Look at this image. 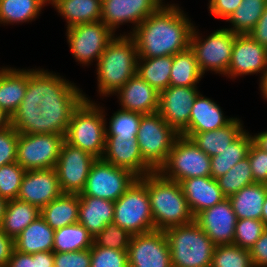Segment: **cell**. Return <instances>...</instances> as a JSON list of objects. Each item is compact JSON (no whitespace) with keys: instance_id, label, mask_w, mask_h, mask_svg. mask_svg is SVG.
Masks as SVG:
<instances>
[{"instance_id":"cell-1","label":"cell","mask_w":267,"mask_h":267,"mask_svg":"<svg viewBox=\"0 0 267 267\" xmlns=\"http://www.w3.org/2000/svg\"><path fill=\"white\" fill-rule=\"evenodd\" d=\"M53 71L28 69L24 100L40 106L38 134L65 136L74 110L85 99L83 90Z\"/></svg>"},{"instance_id":"cell-2","label":"cell","mask_w":267,"mask_h":267,"mask_svg":"<svg viewBox=\"0 0 267 267\" xmlns=\"http://www.w3.org/2000/svg\"><path fill=\"white\" fill-rule=\"evenodd\" d=\"M179 4L162 5L130 34L139 58L173 56L190 48L194 23Z\"/></svg>"},{"instance_id":"cell-3","label":"cell","mask_w":267,"mask_h":267,"mask_svg":"<svg viewBox=\"0 0 267 267\" xmlns=\"http://www.w3.org/2000/svg\"><path fill=\"white\" fill-rule=\"evenodd\" d=\"M138 52L134 39L116 35L97 61V88L100 97L115 95L137 72Z\"/></svg>"},{"instance_id":"cell-4","label":"cell","mask_w":267,"mask_h":267,"mask_svg":"<svg viewBox=\"0 0 267 267\" xmlns=\"http://www.w3.org/2000/svg\"><path fill=\"white\" fill-rule=\"evenodd\" d=\"M146 187L155 230L166 231L194 221L179 182L153 171L146 175Z\"/></svg>"},{"instance_id":"cell-5","label":"cell","mask_w":267,"mask_h":267,"mask_svg":"<svg viewBox=\"0 0 267 267\" xmlns=\"http://www.w3.org/2000/svg\"><path fill=\"white\" fill-rule=\"evenodd\" d=\"M85 99L74 110L65 141L96 158H102L106 141L105 107L95 103L84 94ZM89 98V99H88Z\"/></svg>"},{"instance_id":"cell-6","label":"cell","mask_w":267,"mask_h":267,"mask_svg":"<svg viewBox=\"0 0 267 267\" xmlns=\"http://www.w3.org/2000/svg\"><path fill=\"white\" fill-rule=\"evenodd\" d=\"M164 232L172 267H211L216 245L195 221Z\"/></svg>"},{"instance_id":"cell-7","label":"cell","mask_w":267,"mask_h":267,"mask_svg":"<svg viewBox=\"0 0 267 267\" xmlns=\"http://www.w3.org/2000/svg\"><path fill=\"white\" fill-rule=\"evenodd\" d=\"M113 223L131 235L155 230L146 175L137 178L128 190L114 202Z\"/></svg>"},{"instance_id":"cell-8","label":"cell","mask_w":267,"mask_h":267,"mask_svg":"<svg viewBox=\"0 0 267 267\" xmlns=\"http://www.w3.org/2000/svg\"><path fill=\"white\" fill-rule=\"evenodd\" d=\"M194 26L190 49L194 52L198 67L204 75L207 71L225 76L231 62L235 34L226 28L216 29L204 37ZM203 37L205 39H203Z\"/></svg>"},{"instance_id":"cell-9","label":"cell","mask_w":267,"mask_h":267,"mask_svg":"<svg viewBox=\"0 0 267 267\" xmlns=\"http://www.w3.org/2000/svg\"><path fill=\"white\" fill-rule=\"evenodd\" d=\"M179 134L158 112L141 117L136 140L143 159L155 170L166 162Z\"/></svg>"},{"instance_id":"cell-10","label":"cell","mask_w":267,"mask_h":267,"mask_svg":"<svg viewBox=\"0 0 267 267\" xmlns=\"http://www.w3.org/2000/svg\"><path fill=\"white\" fill-rule=\"evenodd\" d=\"M211 158L188 137L179 135L159 172L180 182L193 177L211 176Z\"/></svg>"},{"instance_id":"cell-11","label":"cell","mask_w":267,"mask_h":267,"mask_svg":"<svg viewBox=\"0 0 267 267\" xmlns=\"http://www.w3.org/2000/svg\"><path fill=\"white\" fill-rule=\"evenodd\" d=\"M69 49L77 62L90 66L99 60L116 36L102 21L78 24L66 29Z\"/></svg>"},{"instance_id":"cell-12","label":"cell","mask_w":267,"mask_h":267,"mask_svg":"<svg viewBox=\"0 0 267 267\" xmlns=\"http://www.w3.org/2000/svg\"><path fill=\"white\" fill-rule=\"evenodd\" d=\"M137 178L130 171L97 158L90 168L83 191L78 195L115 202Z\"/></svg>"},{"instance_id":"cell-13","label":"cell","mask_w":267,"mask_h":267,"mask_svg":"<svg viewBox=\"0 0 267 267\" xmlns=\"http://www.w3.org/2000/svg\"><path fill=\"white\" fill-rule=\"evenodd\" d=\"M65 136L58 134H20L16 162L26 171L55 168Z\"/></svg>"},{"instance_id":"cell-14","label":"cell","mask_w":267,"mask_h":267,"mask_svg":"<svg viewBox=\"0 0 267 267\" xmlns=\"http://www.w3.org/2000/svg\"><path fill=\"white\" fill-rule=\"evenodd\" d=\"M97 158L64 141L55 166L62 193L80 194Z\"/></svg>"},{"instance_id":"cell-15","label":"cell","mask_w":267,"mask_h":267,"mask_svg":"<svg viewBox=\"0 0 267 267\" xmlns=\"http://www.w3.org/2000/svg\"><path fill=\"white\" fill-rule=\"evenodd\" d=\"M129 267H172L170 248L164 231L132 235L128 247Z\"/></svg>"},{"instance_id":"cell-16","label":"cell","mask_w":267,"mask_h":267,"mask_svg":"<svg viewBox=\"0 0 267 267\" xmlns=\"http://www.w3.org/2000/svg\"><path fill=\"white\" fill-rule=\"evenodd\" d=\"M163 4L159 0H102L101 21L115 34L120 25L131 23L134 29Z\"/></svg>"},{"instance_id":"cell-17","label":"cell","mask_w":267,"mask_h":267,"mask_svg":"<svg viewBox=\"0 0 267 267\" xmlns=\"http://www.w3.org/2000/svg\"><path fill=\"white\" fill-rule=\"evenodd\" d=\"M260 73V80L267 73V48L251 36L235 34L231 62L226 77L230 79Z\"/></svg>"},{"instance_id":"cell-18","label":"cell","mask_w":267,"mask_h":267,"mask_svg":"<svg viewBox=\"0 0 267 267\" xmlns=\"http://www.w3.org/2000/svg\"><path fill=\"white\" fill-rule=\"evenodd\" d=\"M198 87L169 86L159 93L160 116L180 135L189 125Z\"/></svg>"},{"instance_id":"cell-19","label":"cell","mask_w":267,"mask_h":267,"mask_svg":"<svg viewBox=\"0 0 267 267\" xmlns=\"http://www.w3.org/2000/svg\"><path fill=\"white\" fill-rule=\"evenodd\" d=\"M194 221L216 246L233 244L237 218L228 198L202 210Z\"/></svg>"},{"instance_id":"cell-20","label":"cell","mask_w":267,"mask_h":267,"mask_svg":"<svg viewBox=\"0 0 267 267\" xmlns=\"http://www.w3.org/2000/svg\"><path fill=\"white\" fill-rule=\"evenodd\" d=\"M61 194L56 169H38L24 173L17 198L41 210Z\"/></svg>"},{"instance_id":"cell-21","label":"cell","mask_w":267,"mask_h":267,"mask_svg":"<svg viewBox=\"0 0 267 267\" xmlns=\"http://www.w3.org/2000/svg\"><path fill=\"white\" fill-rule=\"evenodd\" d=\"M108 163L142 178L155 171L142 157L137 140L106 138L102 157Z\"/></svg>"},{"instance_id":"cell-22","label":"cell","mask_w":267,"mask_h":267,"mask_svg":"<svg viewBox=\"0 0 267 267\" xmlns=\"http://www.w3.org/2000/svg\"><path fill=\"white\" fill-rule=\"evenodd\" d=\"M120 109L152 114L159 109V93L135 74L116 94Z\"/></svg>"},{"instance_id":"cell-23","label":"cell","mask_w":267,"mask_h":267,"mask_svg":"<svg viewBox=\"0 0 267 267\" xmlns=\"http://www.w3.org/2000/svg\"><path fill=\"white\" fill-rule=\"evenodd\" d=\"M234 119L235 117L224 116L216 101L199 93L191 108L189 125L180 135L190 138L194 133L221 129Z\"/></svg>"},{"instance_id":"cell-24","label":"cell","mask_w":267,"mask_h":267,"mask_svg":"<svg viewBox=\"0 0 267 267\" xmlns=\"http://www.w3.org/2000/svg\"><path fill=\"white\" fill-rule=\"evenodd\" d=\"M179 184L194 217L202 210L226 199L217 180L211 176L184 179Z\"/></svg>"},{"instance_id":"cell-25","label":"cell","mask_w":267,"mask_h":267,"mask_svg":"<svg viewBox=\"0 0 267 267\" xmlns=\"http://www.w3.org/2000/svg\"><path fill=\"white\" fill-rule=\"evenodd\" d=\"M114 218V202L90 196H79L78 223L95 237Z\"/></svg>"},{"instance_id":"cell-26","label":"cell","mask_w":267,"mask_h":267,"mask_svg":"<svg viewBox=\"0 0 267 267\" xmlns=\"http://www.w3.org/2000/svg\"><path fill=\"white\" fill-rule=\"evenodd\" d=\"M28 85V69L4 67L0 71V107L10 116L21 104Z\"/></svg>"},{"instance_id":"cell-27","label":"cell","mask_w":267,"mask_h":267,"mask_svg":"<svg viewBox=\"0 0 267 267\" xmlns=\"http://www.w3.org/2000/svg\"><path fill=\"white\" fill-rule=\"evenodd\" d=\"M49 4L65 18L66 28L101 21L102 0H49Z\"/></svg>"},{"instance_id":"cell-28","label":"cell","mask_w":267,"mask_h":267,"mask_svg":"<svg viewBox=\"0 0 267 267\" xmlns=\"http://www.w3.org/2000/svg\"><path fill=\"white\" fill-rule=\"evenodd\" d=\"M54 232L40 215L14 239L15 250L31 255L52 251Z\"/></svg>"},{"instance_id":"cell-29","label":"cell","mask_w":267,"mask_h":267,"mask_svg":"<svg viewBox=\"0 0 267 267\" xmlns=\"http://www.w3.org/2000/svg\"><path fill=\"white\" fill-rule=\"evenodd\" d=\"M243 124L242 120L236 117L221 129L194 133L190 139L209 157L216 156L246 130Z\"/></svg>"},{"instance_id":"cell-30","label":"cell","mask_w":267,"mask_h":267,"mask_svg":"<svg viewBox=\"0 0 267 267\" xmlns=\"http://www.w3.org/2000/svg\"><path fill=\"white\" fill-rule=\"evenodd\" d=\"M267 196V184L253 183L228 197L237 220H261L262 207Z\"/></svg>"},{"instance_id":"cell-31","label":"cell","mask_w":267,"mask_h":267,"mask_svg":"<svg viewBox=\"0 0 267 267\" xmlns=\"http://www.w3.org/2000/svg\"><path fill=\"white\" fill-rule=\"evenodd\" d=\"M79 195L62 193L40 210L41 217L54 230L78 223Z\"/></svg>"},{"instance_id":"cell-32","label":"cell","mask_w":267,"mask_h":267,"mask_svg":"<svg viewBox=\"0 0 267 267\" xmlns=\"http://www.w3.org/2000/svg\"><path fill=\"white\" fill-rule=\"evenodd\" d=\"M40 216V209L18 198L6 204L1 230L15 239L31 222Z\"/></svg>"},{"instance_id":"cell-33","label":"cell","mask_w":267,"mask_h":267,"mask_svg":"<svg viewBox=\"0 0 267 267\" xmlns=\"http://www.w3.org/2000/svg\"><path fill=\"white\" fill-rule=\"evenodd\" d=\"M49 0H0V24H22L39 18Z\"/></svg>"},{"instance_id":"cell-34","label":"cell","mask_w":267,"mask_h":267,"mask_svg":"<svg viewBox=\"0 0 267 267\" xmlns=\"http://www.w3.org/2000/svg\"><path fill=\"white\" fill-rule=\"evenodd\" d=\"M252 136L245 130L232 144L228 145L219 155L211 158V177L215 180L225 175L230 168L248 156L252 145Z\"/></svg>"},{"instance_id":"cell-35","label":"cell","mask_w":267,"mask_h":267,"mask_svg":"<svg viewBox=\"0 0 267 267\" xmlns=\"http://www.w3.org/2000/svg\"><path fill=\"white\" fill-rule=\"evenodd\" d=\"M173 56L139 58L137 72L158 93L170 86Z\"/></svg>"},{"instance_id":"cell-36","label":"cell","mask_w":267,"mask_h":267,"mask_svg":"<svg viewBox=\"0 0 267 267\" xmlns=\"http://www.w3.org/2000/svg\"><path fill=\"white\" fill-rule=\"evenodd\" d=\"M203 77L195 54L190 48L173 55L170 86L197 87Z\"/></svg>"},{"instance_id":"cell-37","label":"cell","mask_w":267,"mask_h":267,"mask_svg":"<svg viewBox=\"0 0 267 267\" xmlns=\"http://www.w3.org/2000/svg\"><path fill=\"white\" fill-rule=\"evenodd\" d=\"M267 6V0H242L239 7L226 19L231 28H226L237 35L249 34Z\"/></svg>"},{"instance_id":"cell-38","label":"cell","mask_w":267,"mask_h":267,"mask_svg":"<svg viewBox=\"0 0 267 267\" xmlns=\"http://www.w3.org/2000/svg\"><path fill=\"white\" fill-rule=\"evenodd\" d=\"M93 236L80 223L64 226L54 232L53 252H73L90 249Z\"/></svg>"},{"instance_id":"cell-39","label":"cell","mask_w":267,"mask_h":267,"mask_svg":"<svg viewBox=\"0 0 267 267\" xmlns=\"http://www.w3.org/2000/svg\"><path fill=\"white\" fill-rule=\"evenodd\" d=\"M109 125L106 122V138H124L127 140H136L141 117L143 114L138 112L125 111L118 109L112 113Z\"/></svg>"},{"instance_id":"cell-40","label":"cell","mask_w":267,"mask_h":267,"mask_svg":"<svg viewBox=\"0 0 267 267\" xmlns=\"http://www.w3.org/2000/svg\"><path fill=\"white\" fill-rule=\"evenodd\" d=\"M223 195L228 198L236 192L254 183L248 157L240 160L228 172L216 179Z\"/></svg>"},{"instance_id":"cell-41","label":"cell","mask_w":267,"mask_h":267,"mask_svg":"<svg viewBox=\"0 0 267 267\" xmlns=\"http://www.w3.org/2000/svg\"><path fill=\"white\" fill-rule=\"evenodd\" d=\"M211 267H254L250 251L235 244L217 245Z\"/></svg>"},{"instance_id":"cell-42","label":"cell","mask_w":267,"mask_h":267,"mask_svg":"<svg viewBox=\"0 0 267 267\" xmlns=\"http://www.w3.org/2000/svg\"><path fill=\"white\" fill-rule=\"evenodd\" d=\"M40 106L24 99L11 116L12 127L20 134H38Z\"/></svg>"},{"instance_id":"cell-43","label":"cell","mask_w":267,"mask_h":267,"mask_svg":"<svg viewBox=\"0 0 267 267\" xmlns=\"http://www.w3.org/2000/svg\"><path fill=\"white\" fill-rule=\"evenodd\" d=\"M26 170L17 162L0 167V196L7 201L17 198Z\"/></svg>"},{"instance_id":"cell-44","label":"cell","mask_w":267,"mask_h":267,"mask_svg":"<svg viewBox=\"0 0 267 267\" xmlns=\"http://www.w3.org/2000/svg\"><path fill=\"white\" fill-rule=\"evenodd\" d=\"M266 226L262 220L241 219L237 220L233 244L250 250L261 237Z\"/></svg>"},{"instance_id":"cell-45","label":"cell","mask_w":267,"mask_h":267,"mask_svg":"<svg viewBox=\"0 0 267 267\" xmlns=\"http://www.w3.org/2000/svg\"><path fill=\"white\" fill-rule=\"evenodd\" d=\"M132 235L115 223L107 224L100 233L93 238L96 246L128 251Z\"/></svg>"},{"instance_id":"cell-46","label":"cell","mask_w":267,"mask_h":267,"mask_svg":"<svg viewBox=\"0 0 267 267\" xmlns=\"http://www.w3.org/2000/svg\"><path fill=\"white\" fill-rule=\"evenodd\" d=\"M90 267H129L128 251L93 246L90 248Z\"/></svg>"},{"instance_id":"cell-47","label":"cell","mask_w":267,"mask_h":267,"mask_svg":"<svg viewBox=\"0 0 267 267\" xmlns=\"http://www.w3.org/2000/svg\"><path fill=\"white\" fill-rule=\"evenodd\" d=\"M18 137L12 126L0 131V167L16 162Z\"/></svg>"},{"instance_id":"cell-48","label":"cell","mask_w":267,"mask_h":267,"mask_svg":"<svg viewBox=\"0 0 267 267\" xmlns=\"http://www.w3.org/2000/svg\"><path fill=\"white\" fill-rule=\"evenodd\" d=\"M254 183L267 184V152L258 148L253 142L248 152Z\"/></svg>"},{"instance_id":"cell-49","label":"cell","mask_w":267,"mask_h":267,"mask_svg":"<svg viewBox=\"0 0 267 267\" xmlns=\"http://www.w3.org/2000/svg\"><path fill=\"white\" fill-rule=\"evenodd\" d=\"M90 249L73 252H54V267H90Z\"/></svg>"},{"instance_id":"cell-50","label":"cell","mask_w":267,"mask_h":267,"mask_svg":"<svg viewBox=\"0 0 267 267\" xmlns=\"http://www.w3.org/2000/svg\"><path fill=\"white\" fill-rule=\"evenodd\" d=\"M242 0H210L208 10L217 19L226 20L241 4Z\"/></svg>"},{"instance_id":"cell-51","label":"cell","mask_w":267,"mask_h":267,"mask_svg":"<svg viewBox=\"0 0 267 267\" xmlns=\"http://www.w3.org/2000/svg\"><path fill=\"white\" fill-rule=\"evenodd\" d=\"M249 251L254 267H267V227Z\"/></svg>"},{"instance_id":"cell-52","label":"cell","mask_w":267,"mask_h":267,"mask_svg":"<svg viewBox=\"0 0 267 267\" xmlns=\"http://www.w3.org/2000/svg\"><path fill=\"white\" fill-rule=\"evenodd\" d=\"M248 35L261 46L267 48V6L265 7L259 21Z\"/></svg>"},{"instance_id":"cell-53","label":"cell","mask_w":267,"mask_h":267,"mask_svg":"<svg viewBox=\"0 0 267 267\" xmlns=\"http://www.w3.org/2000/svg\"><path fill=\"white\" fill-rule=\"evenodd\" d=\"M14 250V239L7 236L0 227V267L7 266Z\"/></svg>"},{"instance_id":"cell-54","label":"cell","mask_w":267,"mask_h":267,"mask_svg":"<svg viewBox=\"0 0 267 267\" xmlns=\"http://www.w3.org/2000/svg\"><path fill=\"white\" fill-rule=\"evenodd\" d=\"M6 267H34V254L14 250Z\"/></svg>"},{"instance_id":"cell-55","label":"cell","mask_w":267,"mask_h":267,"mask_svg":"<svg viewBox=\"0 0 267 267\" xmlns=\"http://www.w3.org/2000/svg\"><path fill=\"white\" fill-rule=\"evenodd\" d=\"M34 267H54V252H38L34 254Z\"/></svg>"},{"instance_id":"cell-56","label":"cell","mask_w":267,"mask_h":267,"mask_svg":"<svg viewBox=\"0 0 267 267\" xmlns=\"http://www.w3.org/2000/svg\"><path fill=\"white\" fill-rule=\"evenodd\" d=\"M252 141L253 143L260 149H262L263 151L267 152V130L260 132V133H256L254 135H252Z\"/></svg>"},{"instance_id":"cell-57","label":"cell","mask_w":267,"mask_h":267,"mask_svg":"<svg viewBox=\"0 0 267 267\" xmlns=\"http://www.w3.org/2000/svg\"><path fill=\"white\" fill-rule=\"evenodd\" d=\"M12 126L11 116L0 107V131Z\"/></svg>"},{"instance_id":"cell-58","label":"cell","mask_w":267,"mask_h":267,"mask_svg":"<svg viewBox=\"0 0 267 267\" xmlns=\"http://www.w3.org/2000/svg\"><path fill=\"white\" fill-rule=\"evenodd\" d=\"M259 88L261 91V96H263L262 98H264V100L266 99L267 101V73L260 80Z\"/></svg>"},{"instance_id":"cell-59","label":"cell","mask_w":267,"mask_h":267,"mask_svg":"<svg viewBox=\"0 0 267 267\" xmlns=\"http://www.w3.org/2000/svg\"><path fill=\"white\" fill-rule=\"evenodd\" d=\"M7 202L8 201L5 198H2L0 196V227H1L2 222H3Z\"/></svg>"},{"instance_id":"cell-60","label":"cell","mask_w":267,"mask_h":267,"mask_svg":"<svg viewBox=\"0 0 267 267\" xmlns=\"http://www.w3.org/2000/svg\"><path fill=\"white\" fill-rule=\"evenodd\" d=\"M261 220L264 222L265 226L267 227V196L263 203Z\"/></svg>"},{"instance_id":"cell-61","label":"cell","mask_w":267,"mask_h":267,"mask_svg":"<svg viewBox=\"0 0 267 267\" xmlns=\"http://www.w3.org/2000/svg\"><path fill=\"white\" fill-rule=\"evenodd\" d=\"M163 5H165V1L164 0H159ZM164 1V2H163Z\"/></svg>"}]
</instances>
